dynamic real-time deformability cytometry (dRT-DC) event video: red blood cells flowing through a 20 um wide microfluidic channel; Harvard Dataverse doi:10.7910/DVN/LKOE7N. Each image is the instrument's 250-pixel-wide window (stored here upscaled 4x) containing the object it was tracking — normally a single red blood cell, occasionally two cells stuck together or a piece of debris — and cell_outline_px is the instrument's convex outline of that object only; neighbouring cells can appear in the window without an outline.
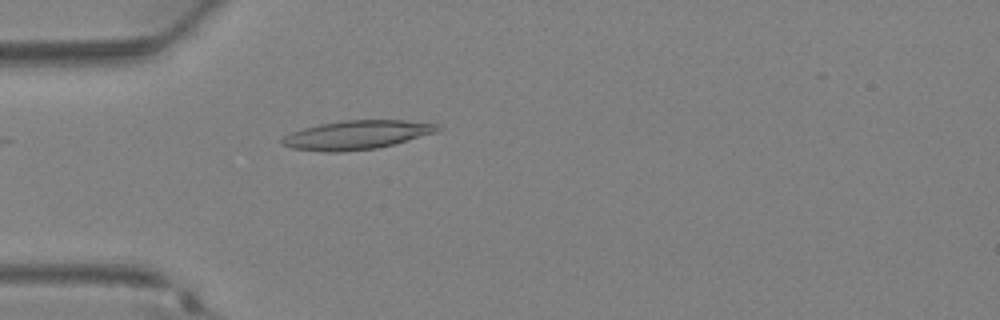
{"species": "Egyptian fruit bat (a non-hibernating species)", "species_latin": "Rousettus aegyptiacus", "temperature_condition": "warm", "stored_images_in_passage": 36, "camera_frame_rate_fps": 3000, "um_per_image_px": 0.085, "animal": {"sex": "female"}, "frame": {"image": 1, "passage_image": 10, "time_ms": 3.0, "image_size_px": [1000, 320], "cell_outline_px": [[440, 128], [436, 132], [396, 144], [376, 148], [340, 152], [324, 152], [292, 148], [280, 144], [280, 140], [284, 136], [292, 132], [304, 128], [320, 124], [344, 120], [404, 120], [440, 124]], "centroid_in_image_um": [30.32, 11.47], "position_along_channel_um": 54.7, "area_um2": 26.18}}
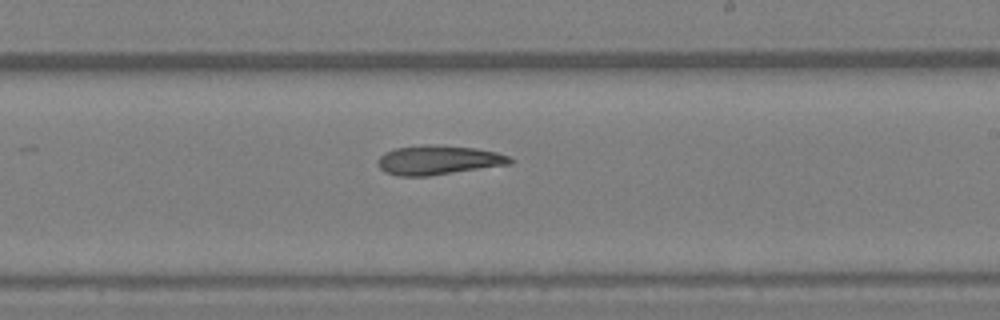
{"frame": {"image": 2, "passage_image": 21, "time_ms": 6.667, "image_size_px": [1000, 320], "cell_outline_px": [[516, 160], [512, 164], [428, 176], [396, 176], [384, 172], [380, 168], [376, 160], [384, 152], [396, 148], [424, 144], [428, 144], [476, 148], [496, 152], [512, 156]], "centroid_in_image_um": [37.28, 13.61], "position_along_channel_um": 251.7, "area_um2": 22.89}}
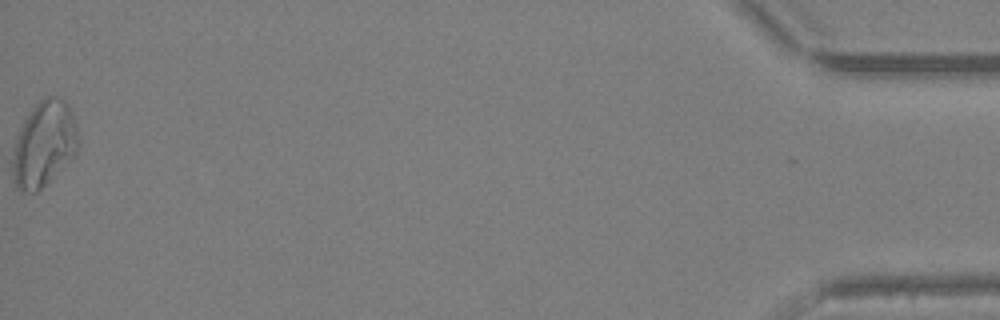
{"frame": {"image": 3, "passage_image": 36, "time_ms": 11.667, "image_size_px": [1000, 320], "cell_outline_px": [[80, 144], [76, 156], [72, 160], [36, 192], [20, 192], [16, 188], [12, 176], [12, 148], [20, 128], [24, 120], [36, 104], [44, 96], [60, 96], [68, 104], [76, 128]], "centroid_in_image_um": [3.74, 12.26], "position_along_channel_um": 431.5, "area_um2": 33.06}}